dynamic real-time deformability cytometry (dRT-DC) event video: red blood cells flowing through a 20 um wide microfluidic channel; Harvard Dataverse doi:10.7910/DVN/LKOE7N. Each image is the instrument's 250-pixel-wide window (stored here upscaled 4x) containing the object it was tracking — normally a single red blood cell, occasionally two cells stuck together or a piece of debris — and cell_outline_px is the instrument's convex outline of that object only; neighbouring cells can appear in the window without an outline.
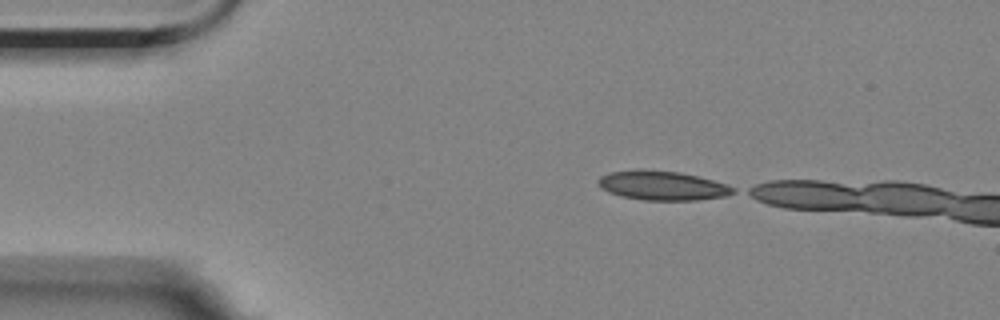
{"species": "Egyptian fruit bat (a non-hibernating species)", "species_latin": "Rousettus aegyptiacus", "temperature_condition": "room temperature", "stored_images_in_passage": 2, "camera_frame_rate_fps": 3000, "um_per_image_px": 0.085, "animal": {"sex": "female"}, "frame": {"image": 1, "passage_image": 1, "time_ms": 0.0, "image_size_px": [1000, 320], "cell_outline_px": [[736, 192], [724, 196], [696, 200], [644, 200], [620, 196], [608, 192], [600, 188], [596, 184], [596, 180], [600, 176], [608, 172], [680, 172], [728, 184], [736, 188]], "centroid_in_image_um": [56.31, 15.81], "position_along_channel_um": 28.7, "area_um2": 22.37}}